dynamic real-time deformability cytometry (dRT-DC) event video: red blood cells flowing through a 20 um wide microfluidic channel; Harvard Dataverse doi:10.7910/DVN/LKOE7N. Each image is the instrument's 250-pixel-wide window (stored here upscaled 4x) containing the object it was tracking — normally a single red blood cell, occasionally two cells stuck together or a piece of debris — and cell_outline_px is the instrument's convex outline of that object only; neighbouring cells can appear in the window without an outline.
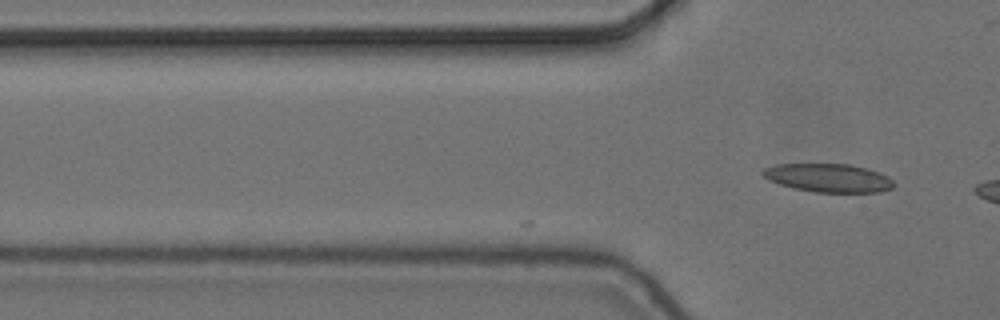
{"species": "common noctule bat (a hibernating species)", "species_latin": "Nyctalus noctula", "temperature_condition": "cold", "stored_images_in_passage": 3, "camera_frame_rate_fps": 3000, "um_per_image_px": 0.085, "animal": {"sex": "female", "body_mass_g": 24.6, "forearm_length_mm": 56.2}, "frame": {"image": 1, "passage_image": 3, "time_ms": 0.667, "image_size_px": [1000, 320], "cell_outline_px": [[896, 184], [892, 188], [880, 192], [816, 192], [792, 188], [768, 180], [760, 172], [764, 168], [776, 164], [848, 164], [864, 168], [888, 176]], "centroid_in_image_um": [70.39, 15.12], "position_along_channel_um": 55.4, "area_um2": 21.62}}